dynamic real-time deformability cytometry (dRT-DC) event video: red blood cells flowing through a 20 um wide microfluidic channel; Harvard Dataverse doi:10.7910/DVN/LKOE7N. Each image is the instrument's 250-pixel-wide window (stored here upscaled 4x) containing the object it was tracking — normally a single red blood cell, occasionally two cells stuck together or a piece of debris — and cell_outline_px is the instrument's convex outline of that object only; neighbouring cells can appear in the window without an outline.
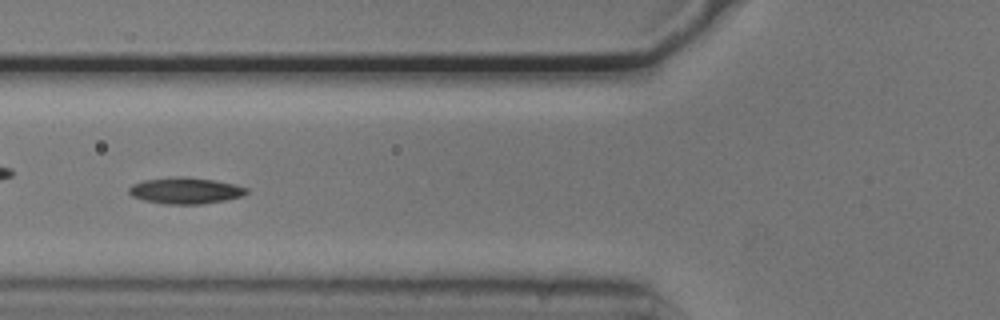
{"species": "common noctule bat (a hibernating species)", "species_latin": "Nyctalus noctula", "temperature_condition": "cold", "stored_images_in_passage": 49, "camera_frame_rate_fps": 3000, "um_per_image_px": 0.085, "animal": {"sex": "male", "body_mass_g": 20.5, "forearm_length_mm": 52.5}, "frame": {"image": 1, "passage_image": 15, "time_ms": 4.667, "image_size_px": [1000, 320], "cell_outline_px": [[248, 192], [244, 196], [224, 200], [200, 204], [164, 204], [144, 200], [132, 196], [128, 192], [128, 188], [132, 184], [144, 180], [172, 176], [188, 176], [216, 180], [236, 184], [248, 188]], "centroid_in_image_um": [15.77, 16.18], "position_along_channel_um": 110.0, "area_um2": 18.32}}
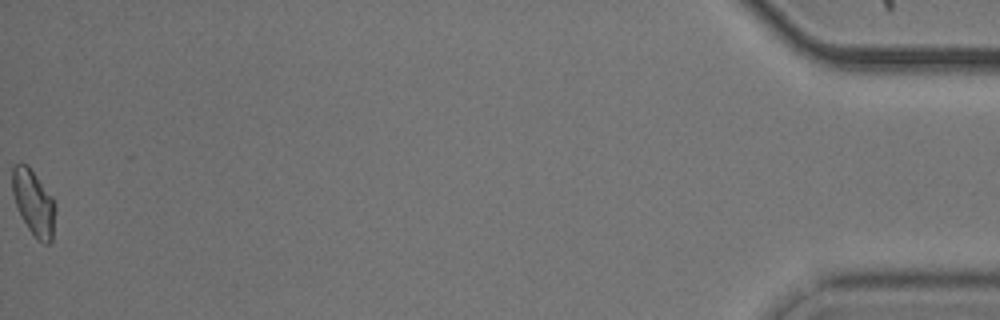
{"frame": {"image": 2, "passage_image": 49, "time_ms": 16.0, "image_size_px": [1000, 320], "cell_outline_px": [[56, 208], [52, 240], [48, 244], [44, 244], [36, 240], [28, 228], [16, 208], [12, 192], [12, 168], [20, 160], [28, 164], [52, 196], [56, 204]], "centroid_in_image_um": [2.85, 17.21], "position_along_channel_um": 432.3, "area_um2": 16.88}, "authors_computed_cell_mechanics": {"area_um2": 16.8776, "velocity_mm_per_s": 3.7284, "shape_relaxation_time_tau1_ms": 8.1991, "shape_relaxation_time_tau2_ms": null, "deformation_change_tau1": 0.1629, "deformation_change_tau2": null}}